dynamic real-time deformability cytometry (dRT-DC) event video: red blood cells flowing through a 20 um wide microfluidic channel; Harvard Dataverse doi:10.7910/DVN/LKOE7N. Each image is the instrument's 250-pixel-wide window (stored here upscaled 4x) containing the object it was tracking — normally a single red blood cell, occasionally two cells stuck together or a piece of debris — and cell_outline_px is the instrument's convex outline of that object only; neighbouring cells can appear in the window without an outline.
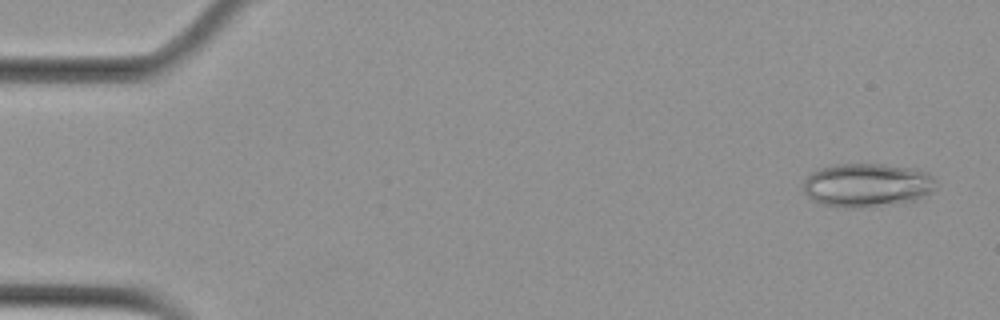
{"species": "Egyptian fruit bat (a non-hibernating species)", "species_latin": "Rousettus aegyptiacus", "temperature_condition": "cold", "stored_images_in_passage": 54, "camera_frame_rate_fps": 3000, "um_per_image_px": 0.085, "animal": {"sex": "female"}, "frame": {"image": 1, "passage_image": 3, "time_ms": 0.667, "image_size_px": [1000, 320], "cell_outline_px": [[936, 188], [932, 192], [916, 200], [904, 204], [860, 208], [844, 208], [824, 204], [812, 200], [804, 192], [804, 180], [812, 172], [820, 168], [836, 164], [884, 164], [916, 168], [928, 172], [936, 180]], "centroid_in_image_um": [73.76, 15.75], "position_along_channel_um": 11.2, "area_um2": 34.45}}
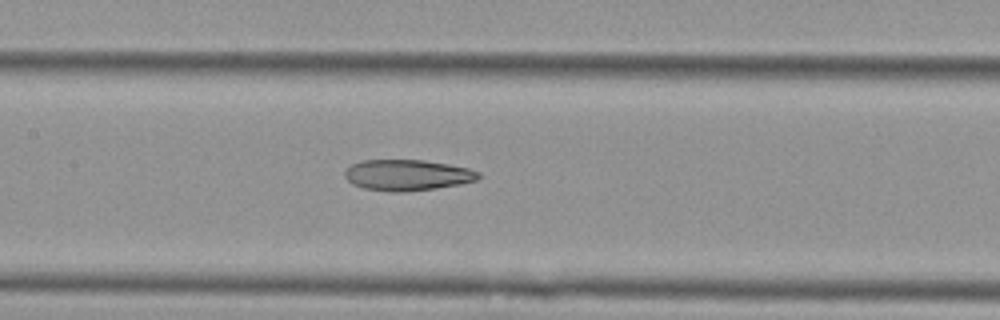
{"frame": {"image": 2, "passage_image": 26, "time_ms": 8.333, "image_size_px": [1000, 320], "cell_outline_px": [[480, 176], [476, 180], [460, 184], [436, 188], [400, 192], [392, 192], [364, 188], [352, 184], [344, 176], [344, 172], [352, 164], [360, 160], [424, 160], [448, 164], [468, 168], [480, 172]], "centroid_in_image_um": [34.61, 14.88], "position_along_channel_um": 172.8, "area_um2": 24.04}}
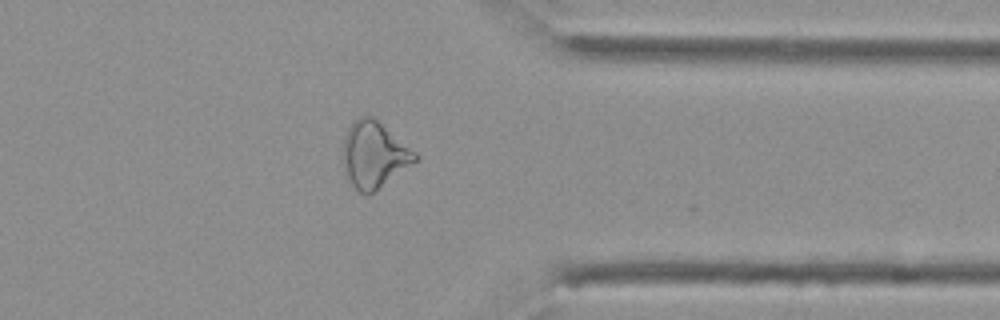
{"frame": {"image": 3, "passage_image": 43, "time_ms": 14.0, "image_size_px": [1000, 320], "cell_outline_px": [[420, 160], [368, 196], [360, 192], [344, 176], [340, 152], [344, 136], [352, 120], [360, 116], [372, 116], [416, 152], [420, 156]], "centroid_in_image_um": [31.76, 13.17], "position_along_channel_um": 379.6, "area_um2": 28.61}, "authors_computed_cell_mechanics": {"area_um2": 28.5532, "velocity_mm_per_s": 3.7833, "shape_relaxation_time_tau1_ms": null, "shape_relaxation_time_tau2_ms": 4.9673, "deformation_change_tau1": null, "deformation_change_tau2": 0.1596}}